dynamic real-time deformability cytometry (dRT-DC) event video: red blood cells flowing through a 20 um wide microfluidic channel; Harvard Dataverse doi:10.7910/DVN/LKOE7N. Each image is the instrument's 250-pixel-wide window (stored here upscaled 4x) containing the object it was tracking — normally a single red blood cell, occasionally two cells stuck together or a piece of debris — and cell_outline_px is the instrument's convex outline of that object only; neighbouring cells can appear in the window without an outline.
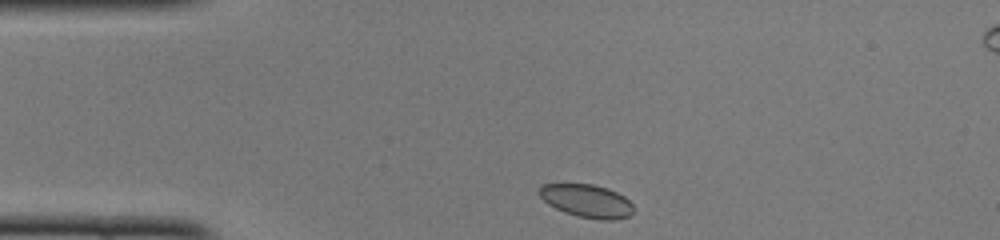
{"species": "common noctule bat (a hibernating species)", "species_latin": "Nyctalus noctula", "temperature_condition": "cold", "stored_images_in_passage": 41, "camera_frame_rate_fps": 3000, "um_per_image_px": 0.085, "animal": {"sex": "female", "body_mass_g": 22.0, "forearm_length_mm": 56.7}, "frame": {"image": 1, "passage_image": 1, "time_ms": 0.0, "image_size_px": [1000, 240], "cell_outline_px": [[632, 212], [628, 216], [616, 220], [600, 220], [576, 216], [564, 212], [548, 204], [536, 192], [540, 184], [592, 184], [608, 188], [624, 196], [632, 204]], "centroid_in_image_um": [49.84, 17.07], "position_along_channel_um": 35.2, "area_um2": 18.26}}
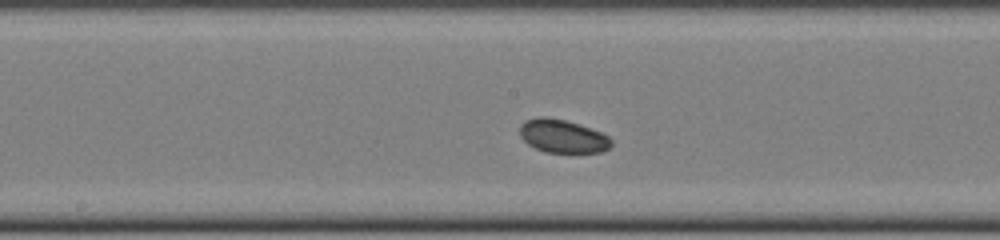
{"frame": {"image": 2, "passage_image": 16, "time_ms": 5.0, "image_size_px": [1000, 240], "cell_outline_px": [[612, 144], [608, 148], [600, 152], [544, 152], [528, 144], [520, 136], [520, 124], [524, 120], [540, 116], [548, 116], [564, 120], [600, 132], [608, 136], [612, 140]], "centroid_in_image_um": [47.78, 11.57], "position_along_channel_um": 200.4, "area_um2": 17.57}}
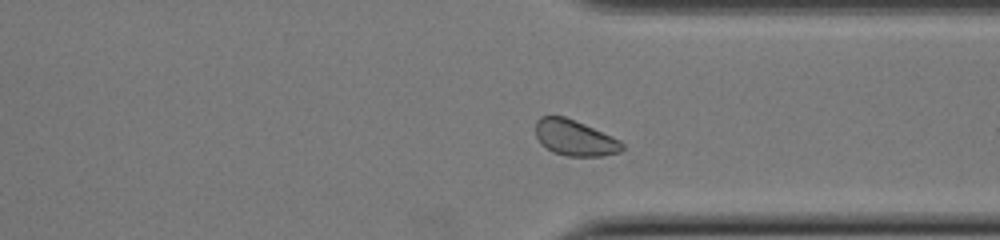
{"frame": {"image": 3, "passage_image": 28, "time_ms": 9.0, "image_size_px": [1000, 240], "cell_outline_px": [[624, 148], [620, 152], [600, 156], [568, 156], [552, 152], [540, 144], [536, 136], [536, 120], [540, 116], [564, 116], [584, 124], [620, 140], [624, 144]], "centroid_in_image_um": [48.83, 11.72], "position_along_channel_um": 362.6, "area_um2": 18.03}, "authors_computed_cell_mechanics": {"area_um2": 17.6868, "velocity_mm_per_s": 4.0281, "shape_relaxation_time_tau1_ms": 0.3048, "shape_relaxation_time_tau2_ms": 5.2041, "deformation_change_tau1": 0.0307, "deformation_change_tau2": 0.0608}}